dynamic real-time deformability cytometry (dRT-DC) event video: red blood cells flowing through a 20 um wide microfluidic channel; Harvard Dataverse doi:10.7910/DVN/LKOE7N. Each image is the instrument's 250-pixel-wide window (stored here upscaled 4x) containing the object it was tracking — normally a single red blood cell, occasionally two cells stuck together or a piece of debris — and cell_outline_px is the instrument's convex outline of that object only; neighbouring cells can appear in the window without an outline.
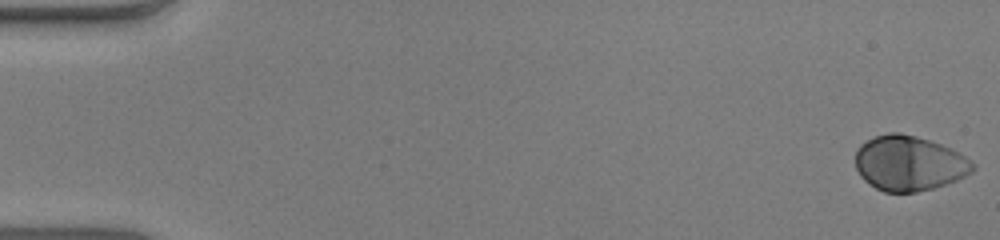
{"species": "human", "species_latin": "Homo sapiens", "temperature_condition": "warm", "stored_images_in_passage": 53, "camera_frame_rate_fps": 3000, "um_per_image_px": 0.085, "donor": {"sex": "male"}, "frame": {"image": 1, "passage_image": 1, "time_ms": 0.0, "image_size_px": [1000, 240], "cell_outline_px": [[976, 168], [972, 172], [956, 180], [932, 188], [916, 192], [884, 192], [868, 184], [860, 176], [856, 168], [856, 148], [860, 144], [876, 136], [888, 132], [900, 132], [916, 136], [952, 148], [976, 164]], "centroid_in_image_um": [77.26, 13.87], "position_along_channel_um": 7.7, "area_um2": 37.69}}
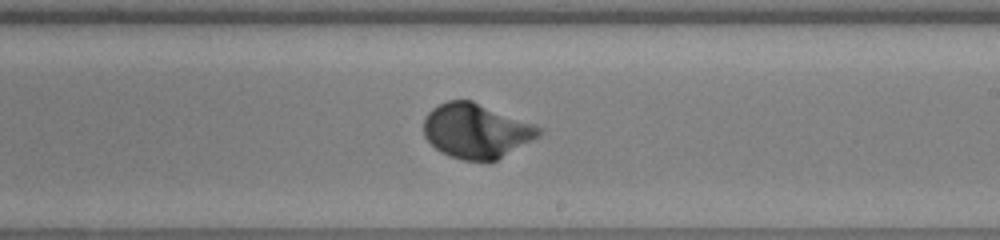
{"frame": {"image": 2, "passage_image": 32, "time_ms": 10.333, "image_size_px": [1000, 240], "cell_outline_px": [[544, 132], [540, 136], [496, 160], [464, 160], [448, 156], [440, 152], [424, 136], [424, 116], [432, 108], [448, 100], [472, 100], [544, 128]], "centroid_in_image_um": [40.48, 11.11], "position_along_channel_um": 248.5, "area_um2": 36.59}}
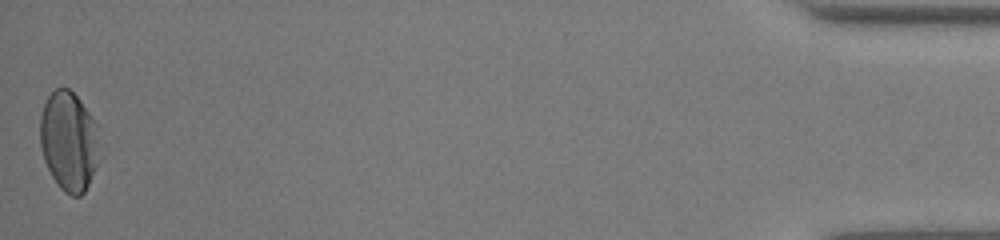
{"frame": {"image": 3, "passage_image": 53, "time_ms": 17.333, "image_size_px": [1000, 240], "cell_outline_px": [[104, 156], [84, 192], [80, 196], [72, 196], [64, 192], [60, 188], [52, 176], [44, 160], [40, 144], [40, 116], [44, 104], [48, 96], [56, 88], [68, 88], [80, 100], [96, 124]], "centroid_in_image_um": [5.91, 12.04], "position_along_channel_um": 429.3, "area_um2": 35.2}, "authors_computed_cell_mechanics": {"area_um2": 36.1828, "velocity_mm_per_s": 3.916, "shape_relaxation_time_tau1_ms": 2.0375, "shape_relaxation_time_tau2_ms": null, "deformation_change_tau1": 0.1591, "deformation_change_tau2": null}}